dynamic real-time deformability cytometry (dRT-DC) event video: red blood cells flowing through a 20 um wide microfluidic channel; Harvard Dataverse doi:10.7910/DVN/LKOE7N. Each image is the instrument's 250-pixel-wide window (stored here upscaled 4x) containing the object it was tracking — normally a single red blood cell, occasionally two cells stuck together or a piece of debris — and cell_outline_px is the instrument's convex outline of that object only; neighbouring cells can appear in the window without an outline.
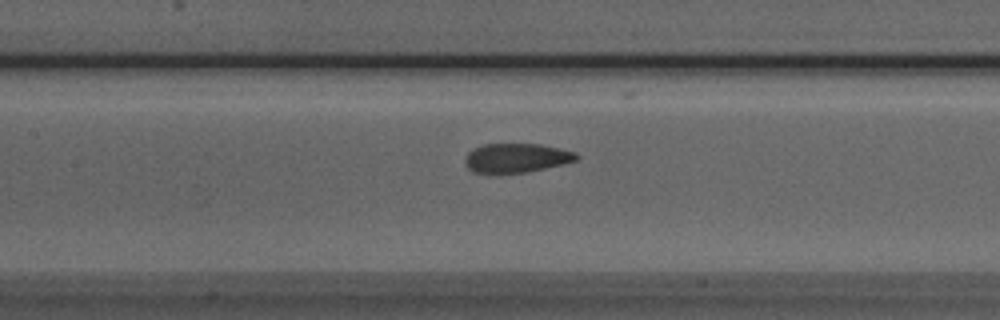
{"species": "Egyptian fruit bat (a non-hibernating species)", "species_latin": "Rousettus aegyptiacus", "temperature_condition": "room temperature", "stored_images_in_passage": 37, "camera_frame_rate_fps": 3000, "um_per_image_px": 0.085, "animal": {"sex": "male"}, "frame": {"image": 1, "passage_image": 19, "time_ms": 6.0, "image_size_px": [1000, 320], "cell_outline_px": [[580, 156], [576, 160], [544, 168], [524, 172], [472, 172], [468, 168], [464, 160], [468, 152], [484, 144], [540, 144], [576, 152]], "centroid_in_image_um": [43.89, 13.41], "position_along_channel_um": 163.5, "area_um2": 18.5}}
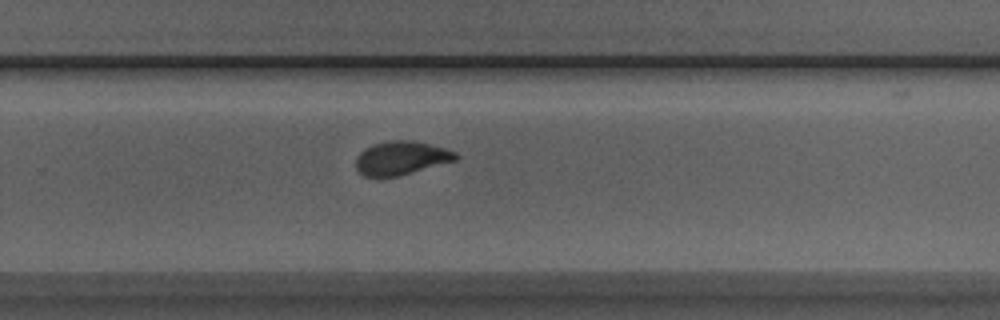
{"frame": {"image": 2, "passage_image": 29, "time_ms": 9.333, "image_size_px": [1000, 320], "cell_outline_px": [[460, 156], [456, 160], [396, 176], [364, 176], [356, 168], [356, 156], [364, 148], [372, 144], [388, 140], [412, 140], [444, 148], [456, 152]], "centroid_in_image_um": [34.08, 13.41], "position_along_channel_um": 295.7, "area_um2": 19.36}}
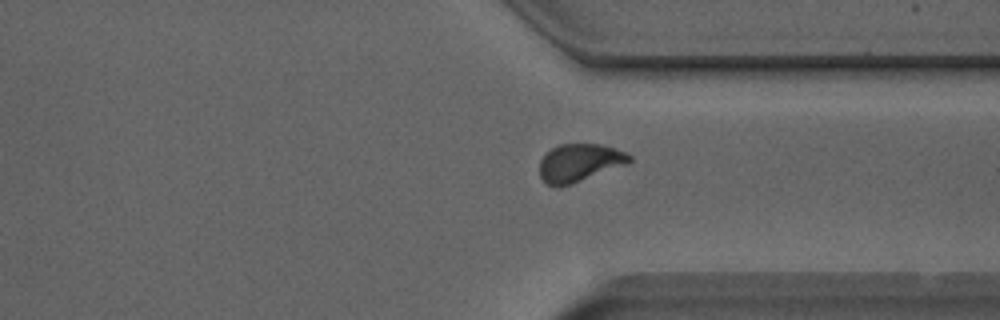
{"frame": {"image": 3, "passage_image": 34, "time_ms": 11.0, "image_size_px": [1000, 320], "cell_outline_px": [[632, 160], [628, 164], [572, 184], [548, 184], [540, 176], [540, 160], [544, 152], [560, 144], [600, 144], [616, 148], [628, 152], [632, 156]], "centroid_in_image_um": [49.31, 13.8], "position_along_channel_um": 362.1, "area_um2": 19.83}}